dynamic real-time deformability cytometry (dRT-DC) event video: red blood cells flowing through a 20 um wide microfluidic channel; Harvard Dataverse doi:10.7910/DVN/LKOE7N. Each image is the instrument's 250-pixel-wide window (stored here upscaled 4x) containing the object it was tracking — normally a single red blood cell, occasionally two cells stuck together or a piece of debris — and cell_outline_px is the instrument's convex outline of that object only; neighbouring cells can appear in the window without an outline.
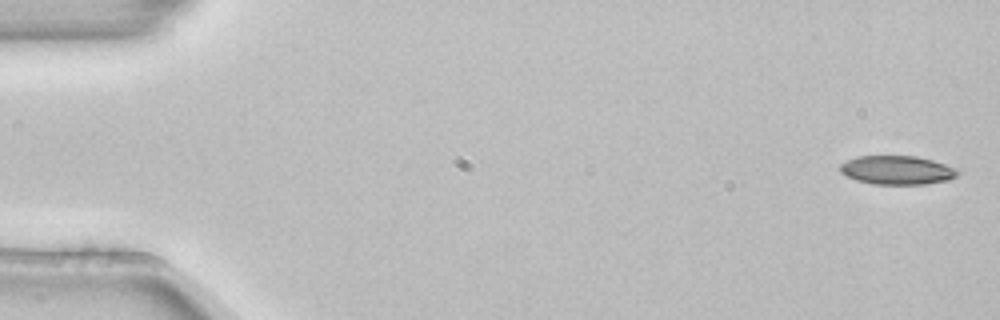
{"species": "common noctule bat (a hibernating species)", "species_latin": "Nyctalus noctula", "temperature_condition": "room temperature", "stored_images_in_passage": 4, "camera_frame_rate_fps": 3000, "um_per_image_px": 0.085, "animal": {"sex": "female", "body_mass_g": 22.7, "forearm_length_mm": 54.2}, "frame": {"image": 1, "passage_image": 1, "time_ms": 0.0, "image_size_px": [1000, 320], "cell_outline_px": [[960, 172], [956, 176], [948, 180], [924, 184], [872, 184], [856, 180], [844, 176], [840, 172], [840, 164], [856, 156], [916, 156], [932, 160], [944, 164]], "centroid_in_image_um": [76.19, 14.46], "position_along_channel_um": 8.8, "area_um2": 19.65}}
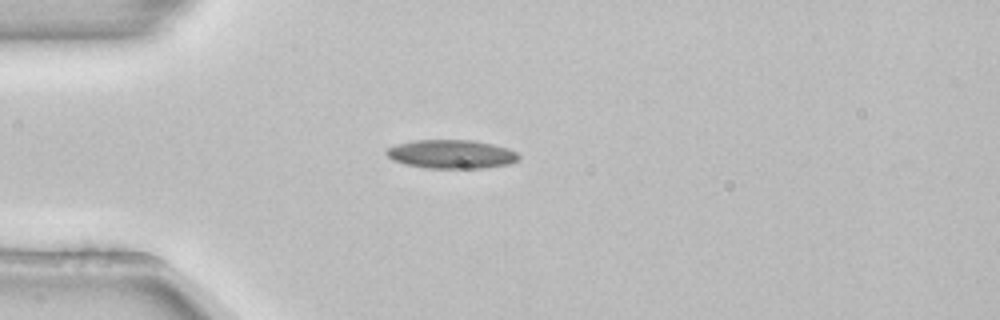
{"frame": {"image": 2, "passage_image": 4, "time_ms": 1.0, "image_size_px": [1000, 320], "cell_outline_px": [[520, 160], [508, 164], [484, 168], [424, 168], [404, 164], [392, 160], [384, 152], [388, 148], [396, 144], [416, 140], [472, 140], [492, 144], [508, 148], [516, 152], [520, 156]], "centroid_in_image_um": [38.36, 13.11], "position_along_channel_um": 46.6, "area_um2": 22.25}}